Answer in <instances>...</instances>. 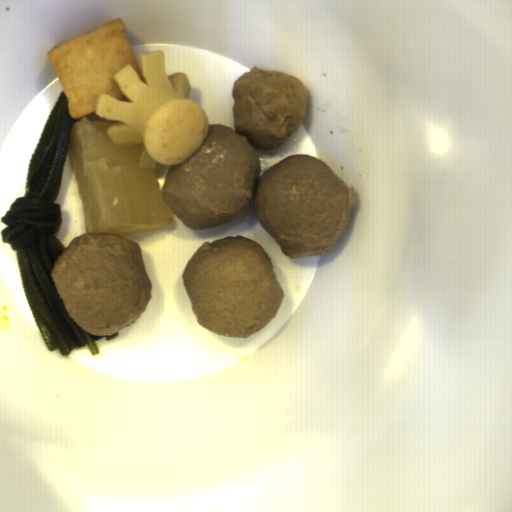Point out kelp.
Segmentation results:
<instances>
[{
    "label": "kelp",
    "mask_w": 512,
    "mask_h": 512,
    "mask_svg": "<svg viewBox=\"0 0 512 512\" xmlns=\"http://www.w3.org/2000/svg\"><path fill=\"white\" fill-rule=\"evenodd\" d=\"M80 119L70 116L69 100L61 91L52 107L41 137L31 155L25 191L0 217L3 244L16 252L23 288L33 320L48 351L69 356L87 345L91 355L100 350L96 341L110 342L111 336H93L68 313L51 276L65 246L54 236L64 219L58 199L70 145L71 127Z\"/></svg>",
    "instance_id": "obj_1"
}]
</instances>
